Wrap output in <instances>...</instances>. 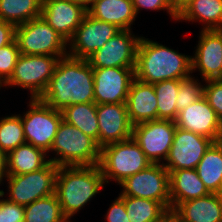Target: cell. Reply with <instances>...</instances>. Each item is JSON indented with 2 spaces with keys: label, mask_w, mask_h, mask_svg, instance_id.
<instances>
[{
  "label": "cell",
  "mask_w": 222,
  "mask_h": 222,
  "mask_svg": "<svg viewBox=\"0 0 222 222\" xmlns=\"http://www.w3.org/2000/svg\"><path fill=\"white\" fill-rule=\"evenodd\" d=\"M136 15L142 10L166 11L172 20L177 21L178 15L173 11L171 0H132Z\"/></svg>",
  "instance_id": "37"
},
{
  "label": "cell",
  "mask_w": 222,
  "mask_h": 222,
  "mask_svg": "<svg viewBox=\"0 0 222 222\" xmlns=\"http://www.w3.org/2000/svg\"><path fill=\"white\" fill-rule=\"evenodd\" d=\"M150 164L152 163L146 158L141 147L131 137L103 146L98 165L106 184H109V181L120 184L124 179L146 169Z\"/></svg>",
  "instance_id": "5"
},
{
  "label": "cell",
  "mask_w": 222,
  "mask_h": 222,
  "mask_svg": "<svg viewBox=\"0 0 222 222\" xmlns=\"http://www.w3.org/2000/svg\"><path fill=\"white\" fill-rule=\"evenodd\" d=\"M134 73L135 78L150 84L171 79L181 80L192 75L191 56L141 36Z\"/></svg>",
  "instance_id": "2"
},
{
  "label": "cell",
  "mask_w": 222,
  "mask_h": 222,
  "mask_svg": "<svg viewBox=\"0 0 222 222\" xmlns=\"http://www.w3.org/2000/svg\"><path fill=\"white\" fill-rule=\"evenodd\" d=\"M184 20L202 23L204 30L222 29V0H193L177 17Z\"/></svg>",
  "instance_id": "25"
},
{
  "label": "cell",
  "mask_w": 222,
  "mask_h": 222,
  "mask_svg": "<svg viewBox=\"0 0 222 222\" xmlns=\"http://www.w3.org/2000/svg\"><path fill=\"white\" fill-rule=\"evenodd\" d=\"M204 94V85L195 79L194 74L180 80V87L176 100L177 115L187 106L196 102Z\"/></svg>",
  "instance_id": "33"
},
{
  "label": "cell",
  "mask_w": 222,
  "mask_h": 222,
  "mask_svg": "<svg viewBox=\"0 0 222 222\" xmlns=\"http://www.w3.org/2000/svg\"><path fill=\"white\" fill-rule=\"evenodd\" d=\"M69 1H74V2L83 4V5H85L86 7H88L93 0H69Z\"/></svg>",
  "instance_id": "43"
},
{
  "label": "cell",
  "mask_w": 222,
  "mask_h": 222,
  "mask_svg": "<svg viewBox=\"0 0 222 222\" xmlns=\"http://www.w3.org/2000/svg\"><path fill=\"white\" fill-rule=\"evenodd\" d=\"M127 216L124 199L119 195L108 208L105 219L107 222H130Z\"/></svg>",
  "instance_id": "38"
},
{
  "label": "cell",
  "mask_w": 222,
  "mask_h": 222,
  "mask_svg": "<svg viewBox=\"0 0 222 222\" xmlns=\"http://www.w3.org/2000/svg\"><path fill=\"white\" fill-rule=\"evenodd\" d=\"M193 0H171L173 11L179 15Z\"/></svg>",
  "instance_id": "42"
},
{
  "label": "cell",
  "mask_w": 222,
  "mask_h": 222,
  "mask_svg": "<svg viewBox=\"0 0 222 222\" xmlns=\"http://www.w3.org/2000/svg\"><path fill=\"white\" fill-rule=\"evenodd\" d=\"M20 55L17 41L0 48V85H3L10 79L17 59Z\"/></svg>",
  "instance_id": "34"
},
{
  "label": "cell",
  "mask_w": 222,
  "mask_h": 222,
  "mask_svg": "<svg viewBox=\"0 0 222 222\" xmlns=\"http://www.w3.org/2000/svg\"><path fill=\"white\" fill-rule=\"evenodd\" d=\"M58 168L59 166L50 161L38 171L22 175H8L5 179L9 192L7 199L25 206L37 199L54 194Z\"/></svg>",
  "instance_id": "9"
},
{
  "label": "cell",
  "mask_w": 222,
  "mask_h": 222,
  "mask_svg": "<svg viewBox=\"0 0 222 222\" xmlns=\"http://www.w3.org/2000/svg\"><path fill=\"white\" fill-rule=\"evenodd\" d=\"M203 96L215 111L218 119L222 122V80L210 79L204 84Z\"/></svg>",
  "instance_id": "35"
},
{
  "label": "cell",
  "mask_w": 222,
  "mask_h": 222,
  "mask_svg": "<svg viewBox=\"0 0 222 222\" xmlns=\"http://www.w3.org/2000/svg\"><path fill=\"white\" fill-rule=\"evenodd\" d=\"M134 70L121 67L93 68L95 103H126L135 78Z\"/></svg>",
  "instance_id": "15"
},
{
  "label": "cell",
  "mask_w": 222,
  "mask_h": 222,
  "mask_svg": "<svg viewBox=\"0 0 222 222\" xmlns=\"http://www.w3.org/2000/svg\"><path fill=\"white\" fill-rule=\"evenodd\" d=\"M140 38L141 36H135L132 30H120L86 60L92 68L135 69L136 52Z\"/></svg>",
  "instance_id": "12"
},
{
  "label": "cell",
  "mask_w": 222,
  "mask_h": 222,
  "mask_svg": "<svg viewBox=\"0 0 222 222\" xmlns=\"http://www.w3.org/2000/svg\"><path fill=\"white\" fill-rule=\"evenodd\" d=\"M174 210L183 222H222V194L209 193L182 202Z\"/></svg>",
  "instance_id": "23"
},
{
  "label": "cell",
  "mask_w": 222,
  "mask_h": 222,
  "mask_svg": "<svg viewBox=\"0 0 222 222\" xmlns=\"http://www.w3.org/2000/svg\"><path fill=\"white\" fill-rule=\"evenodd\" d=\"M64 217L55 193L24 206V222H59Z\"/></svg>",
  "instance_id": "30"
},
{
  "label": "cell",
  "mask_w": 222,
  "mask_h": 222,
  "mask_svg": "<svg viewBox=\"0 0 222 222\" xmlns=\"http://www.w3.org/2000/svg\"><path fill=\"white\" fill-rule=\"evenodd\" d=\"M49 152L57 166H94L99 164L101 147L79 128L61 121Z\"/></svg>",
  "instance_id": "4"
},
{
  "label": "cell",
  "mask_w": 222,
  "mask_h": 222,
  "mask_svg": "<svg viewBox=\"0 0 222 222\" xmlns=\"http://www.w3.org/2000/svg\"><path fill=\"white\" fill-rule=\"evenodd\" d=\"M48 154L30 143H24L7 154V175L38 171L49 162Z\"/></svg>",
  "instance_id": "24"
},
{
  "label": "cell",
  "mask_w": 222,
  "mask_h": 222,
  "mask_svg": "<svg viewBox=\"0 0 222 222\" xmlns=\"http://www.w3.org/2000/svg\"><path fill=\"white\" fill-rule=\"evenodd\" d=\"M15 40L22 55H68V42L42 17L17 25Z\"/></svg>",
  "instance_id": "6"
},
{
  "label": "cell",
  "mask_w": 222,
  "mask_h": 222,
  "mask_svg": "<svg viewBox=\"0 0 222 222\" xmlns=\"http://www.w3.org/2000/svg\"><path fill=\"white\" fill-rule=\"evenodd\" d=\"M5 193L0 190V222H24V206L3 199Z\"/></svg>",
  "instance_id": "36"
},
{
  "label": "cell",
  "mask_w": 222,
  "mask_h": 222,
  "mask_svg": "<svg viewBox=\"0 0 222 222\" xmlns=\"http://www.w3.org/2000/svg\"><path fill=\"white\" fill-rule=\"evenodd\" d=\"M175 124L178 128L210 138L214 142L222 140V122L204 96L180 111Z\"/></svg>",
  "instance_id": "17"
},
{
  "label": "cell",
  "mask_w": 222,
  "mask_h": 222,
  "mask_svg": "<svg viewBox=\"0 0 222 222\" xmlns=\"http://www.w3.org/2000/svg\"><path fill=\"white\" fill-rule=\"evenodd\" d=\"M39 99L59 111L69 105L95 102L93 68L86 59L60 58Z\"/></svg>",
  "instance_id": "1"
},
{
  "label": "cell",
  "mask_w": 222,
  "mask_h": 222,
  "mask_svg": "<svg viewBox=\"0 0 222 222\" xmlns=\"http://www.w3.org/2000/svg\"><path fill=\"white\" fill-rule=\"evenodd\" d=\"M130 222H158L168 210L162 203L151 199L121 196Z\"/></svg>",
  "instance_id": "29"
},
{
  "label": "cell",
  "mask_w": 222,
  "mask_h": 222,
  "mask_svg": "<svg viewBox=\"0 0 222 222\" xmlns=\"http://www.w3.org/2000/svg\"><path fill=\"white\" fill-rule=\"evenodd\" d=\"M26 143L20 114L0 118V148L6 154Z\"/></svg>",
  "instance_id": "32"
},
{
  "label": "cell",
  "mask_w": 222,
  "mask_h": 222,
  "mask_svg": "<svg viewBox=\"0 0 222 222\" xmlns=\"http://www.w3.org/2000/svg\"><path fill=\"white\" fill-rule=\"evenodd\" d=\"M61 113L66 123L79 128L98 143L99 127L95 102L69 105Z\"/></svg>",
  "instance_id": "27"
},
{
  "label": "cell",
  "mask_w": 222,
  "mask_h": 222,
  "mask_svg": "<svg viewBox=\"0 0 222 222\" xmlns=\"http://www.w3.org/2000/svg\"><path fill=\"white\" fill-rule=\"evenodd\" d=\"M15 28L14 24L0 19V48L15 40Z\"/></svg>",
  "instance_id": "39"
},
{
  "label": "cell",
  "mask_w": 222,
  "mask_h": 222,
  "mask_svg": "<svg viewBox=\"0 0 222 222\" xmlns=\"http://www.w3.org/2000/svg\"><path fill=\"white\" fill-rule=\"evenodd\" d=\"M176 130L175 121L157 119L133 126L132 138L152 164H164Z\"/></svg>",
  "instance_id": "11"
},
{
  "label": "cell",
  "mask_w": 222,
  "mask_h": 222,
  "mask_svg": "<svg viewBox=\"0 0 222 222\" xmlns=\"http://www.w3.org/2000/svg\"><path fill=\"white\" fill-rule=\"evenodd\" d=\"M117 185L122 187L120 196L151 199L170 209L169 172L162 163L150 164Z\"/></svg>",
  "instance_id": "10"
},
{
  "label": "cell",
  "mask_w": 222,
  "mask_h": 222,
  "mask_svg": "<svg viewBox=\"0 0 222 222\" xmlns=\"http://www.w3.org/2000/svg\"><path fill=\"white\" fill-rule=\"evenodd\" d=\"M98 118V145L103 146L127 140L132 137L126 103L96 104Z\"/></svg>",
  "instance_id": "19"
},
{
  "label": "cell",
  "mask_w": 222,
  "mask_h": 222,
  "mask_svg": "<svg viewBox=\"0 0 222 222\" xmlns=\"http://www.w3.org/2000/svg\"><path fill=\"white\" fill-rule=\"evenodd\" d=\"M7 176V154L0 148V185Z\"/></svg>",
  "instance_id": "41"
},
{
  "label": "cell",
  "mask_w": 222,
  "mask_h": 222,
  "mask_svg": "<svg viewBox=\"0 0 222 222\" xmlns=\"http://www.w3.org/2000/svg\"><path fill=\"white\" fill-rule=\"evenodd\" d=\"M43 0H0V19L15 26L41 17Z\"/></svg>",
  "instance_id": "28"
},
{
  "label": "cell",
  "mask_w": 222,
  "mask_h": 222,
  "mask_svg": "<svg viewBox=\"0 0 222 222\" xmlns=\"http://www.w3.org/2000/svg\"><path fill=\"white\" fill-rule=\"evenodd\" d=\"M87 12L93 18L113 24L120 30H132L137 17L132 0H93Z\"/></svg>",
  "instance_id": "21"
},
{
  "label": "cell",
  "mask_w": 222,
  "mask_h": 222,
  "mask_svg": "<svg viewBox=\"0 0 222 222\" xmlns=\"http://www.w3.org/2000/svg\"><path fill=\"white\" fill-rule=\"evenodd\" d=\"M58 60L57 56L51 55L20 54L10 79L3 86L28 89L30 99L40 98L53 76Z\"/></svg>",
  "instance_id": "8"
},
{
  "label": "cell",
  "mask_w": 222,
  "mask_h": 222,
  "mask_svg": "<svg viewBox=\"0 0 222 222\" xmlns=\"http://www.w3.org/2000/svg\"><path fill=\"white\" fill-rule=\"evenodd\" d=\"M213 142L210 138L176 127L173 143L163 166L168 172L196 169L204 153Z\"/></svg>",
  "instance_id": "13"
},
{
  "label": "cell",
  "mask_w": 222,
  "mask_h": 222,
  "mask_svg": "<svg viewBox=\"0 0 222 222\" xmlns=\"http://www.w3.org/2000/svg\"><path fill=\"white\" fill-rule=\"evenodd\" d=\"M106 185L99 165L59 166L55 195L65 217H73Z\"/></svg>",
  "instance_id": "3"
},
{
  "label": "cell",
  "mask_w": 222,
  "mask_h": 222,
  "mask_svg": "<svg viewBox=\"0 0 222 222\" xmlns=\"http://www.w3.org/2000/svg\"><path fill=\"white\" fill-rule=\"evenodd\" d=\"M127 113L131 124L157 120V97L153 84L145 83L134 78L131 83L127 100Z\"/></svg>",
  "instance_id": "20"
},
{
  "label": "cell",
  "mask_w": 222,
  "mask_h": 222,
  "mask_svg": "<svg viewBox=\"0 0 222 222\" xmlns=\"http://www.w3.org/2000/svg\"><path fill=\"white\" fill-rule=\"evenodd\" d=\"M87 7L69 0H43L41 17L67 42L87 14Z\"/></svg>",
  "instance_id": "18"
},
{
  "label": "cell",
  "mask_w": 222,
  "mask_h": 222,
  "mask_svg": "<svg viewBox=\"0 0 222 222\" xmlns=\"http://www.w3.org/2000/svg\"><path fill=\"white\" fill-rule=\"evenodd\" d=\"M160 222H183V220L174 209H168L160 218Z\"/></svg>",
  "instance_id": "40"
},
{
  "label": "cell",
  "mask_w": 222,
  "mask_h": 222,
  "mask_svg": "<svg viewBox=\"0 0 222 222\" xmlns=\"http://www.w3.org/2000/svg\"><path fill=\"white\" fill-rule=\"evenodd\" d=\"M71 217H64L61 221L59 222H71Z\"/></svg>",
  "instance_id": "44"
},
{
  "label": "cell",
  "mask_w": 222,
  "mask_h": 222,
  "mask_svg": "<svg viewBox=\"0 0 222 222\" xmlns=\"http://www.w3.org/2000/svg\"><path fill=\"white\" fill-rule=\"evenodd\" d=\"M118 31L120 29L115 25L97 20L87 13L68 42V56L87 59Z\"/></svg>",
  "instance_id": "14"
},
{
  "label": "cell",
  "mask_w": 222,
  "mask_h": 222,
  "mask_svg": "<svg viewBox=\"0 0 222 222\" xmlns=\"http://www.w3.org/2000/svg\"><path fill=\"white\" fill-rule=\"evenodd\" d=\"M157 97L158 119L175 121L177 118L176 100L180 80L171 79L153 84Z\"/></svg>",
  "instance_id": "31"
},
{
  "label": "cell",
  "mask_w": 222,
  "mask_h": 222,
  "mask_svg": "<svg viewBox=\"0 0 222 222\" xmlns=\"http://www.w3.org/2000/svg\"><path fill=\"white\" fill-rule=\"evenodd\" d=\"M29 109L21 116L26 143L44 150L50 156L58 127L63 120L61 111L41 101L39 98L30 99Z\"/></svg>",
  "instance_id": "7"
},
{
  "label": "cell",
  "mask_w": 222,
  "mask_h": 222,
  "mask_svg": "<svg viewBox=\"0 0 222 222\" xmlns=\"http://www.w3.org/2000/svg\"><path fill=\"white\" fill-rule=\"evenodd\" d=\"M170 209H175L180 203L208 195L196 169H180L169 172Z\"/></svg>",
  "instance_id": "22"
},
{
  "label": "cell",
  "mask_w": 222,
  "mask_h": 222,
  "mask_svg": "<svg viewBox=\"0 0 222 222\" xmlns=\"http://www.w3.org/2000/svg\"><path fill=\"white\" fill-rule=\"evenodd\" d=\"M196 171L210 193L222 194V140L210 145Z\"/></svg>",
  "instance_id": "26"
},
{
  "label": "cell",
  "mask_w": 222,
  "mask_h": 222,
  "mask_svg": "<svg viewBox=\"0 0 222 222\" xmlns=\"http://www.w3.org/2000/svg\"><path fill=\"white\" fill-rule=\"evenodd\" d=\"M199 41L194 56H191L192 73L197 69L202 81L221 80L222 70V29L199 32Z\"/></svg>",
  "instance_id": "16"
}]
</instances>
